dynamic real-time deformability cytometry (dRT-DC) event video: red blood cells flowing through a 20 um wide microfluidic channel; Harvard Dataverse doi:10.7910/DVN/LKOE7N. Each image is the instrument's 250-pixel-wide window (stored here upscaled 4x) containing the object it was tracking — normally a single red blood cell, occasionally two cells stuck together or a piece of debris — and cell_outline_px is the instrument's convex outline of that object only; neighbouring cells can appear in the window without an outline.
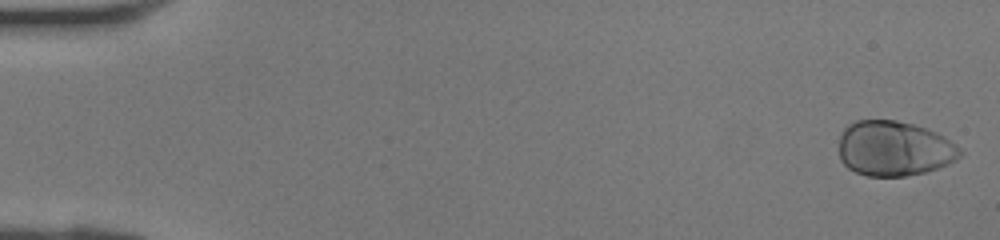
{"species": "human", "species_latin": "Homo sapiens", "temperature_condition": "room temperature", "stored_images_in_passage": 41, "camera_frame_rate_fps": 3000, "um_per_image_px": 0.085, "donor": {"sex": "female"}, "frame": {"image": 1, "passage_image": 1, "time_ms": 0.0, "image_size_px": [1000, 240], "cell_outline_px": [[964, 152], [956, 160], [948, 164], [924, 172], [908, 176], [868, 176], [856, 172], [848, 168], [840, 160], [840, 132], [848, 124], [856, 120], [896, 120], [912, 124], [936, 132], [944, 136], [960, 148]], "centroid_in_image_um": [75.99, 12.62], "position_along_channel_um": 9.0, "area_um2": 38.96}}
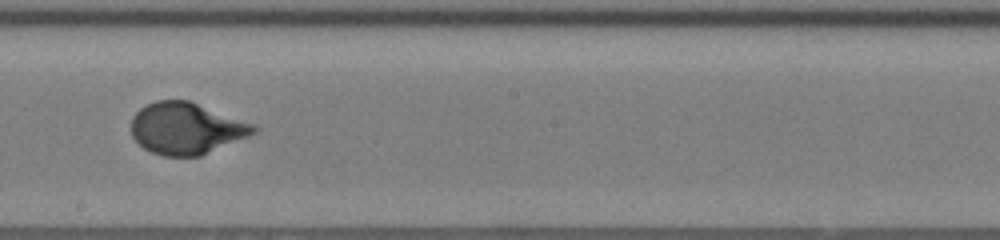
{"frame": {"image": 2, "passage_image": 24, "time_ms": 7.667, "image_size_px": [1000, 240], "cell_outline_px": [[260, 128], [256, 132], [248, 136], [200, 156], [164, 156], [152, 152], [144, 148], [132, 136], [132, 116], [140, 108], [156, 100], [188, 100], [256, 124]], "centroid_in_image_um": [15.85, 10.91], "position_along_channel_um": 232.3, "area_um2": 36.76}}
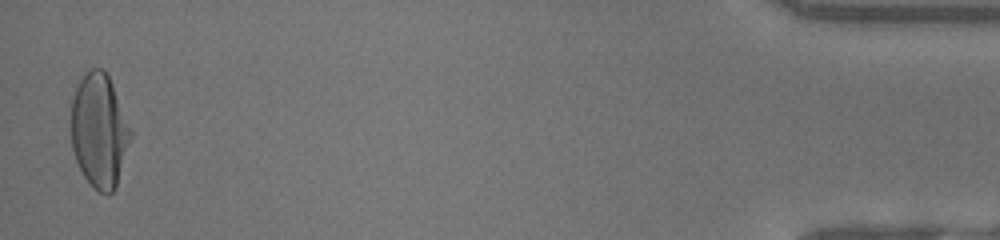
{"frame": {"image": 3, "passage_image": 41, "time_ms": 13.333, "image_size_px": [1000, 240], "cell_outline_px": [[132, 136], [116, 184], [112, 192], [108, 196], [100, 192], [84, 176], [76, 160], [72, 148], [68, 124], [72, 100], [76, 88], [80, 80], [92, 68], [104, 68], [112, 84], [132, 128]], "centroid_in_image_um": [8.41, 11.08], "position_along_channel_um": 426.8, "area_um2": 39.71}}